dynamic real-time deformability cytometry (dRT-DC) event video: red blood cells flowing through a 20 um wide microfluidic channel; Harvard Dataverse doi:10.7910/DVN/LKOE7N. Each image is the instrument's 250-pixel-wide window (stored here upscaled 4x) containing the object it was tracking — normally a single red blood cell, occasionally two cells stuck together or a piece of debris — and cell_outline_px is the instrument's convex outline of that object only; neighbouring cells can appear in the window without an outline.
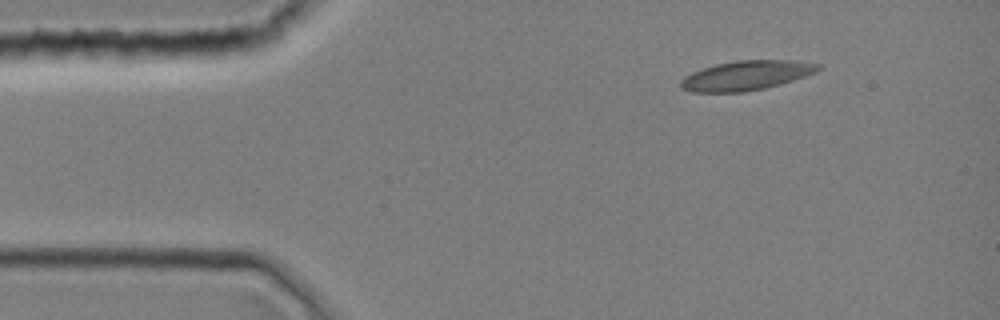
{"species": "common noctule bat (a hibernating species)", "species_latin": "Nyctalus noctula", "temperature_condition": "room temperature", "stored_images_in_passage": 2, "camera_frame_rate_fps": 3000, "um_per_image_px": 0.085, "animal": {"sex": "female", "body_mass_g": 19.0, "forearm_length_mm": 51.5}, "frame": {"image": 1, "passage_image": 1, "time_ms": 0.0, "image_size_px": [1000, 320], "cell_outline_px": [[820, 68], [816, 72], [780, 84], [764, 88], [744, 92], [692, 92], [680, 88], [680, 80], [684, 76], [692, 72], [716, 64], [736, 60], [792, 60], [820, 64]], "centroid_in_image_um": [63.39, 6.41], "position_along_channel_um": 21.6, "area_um2": 23.52}}